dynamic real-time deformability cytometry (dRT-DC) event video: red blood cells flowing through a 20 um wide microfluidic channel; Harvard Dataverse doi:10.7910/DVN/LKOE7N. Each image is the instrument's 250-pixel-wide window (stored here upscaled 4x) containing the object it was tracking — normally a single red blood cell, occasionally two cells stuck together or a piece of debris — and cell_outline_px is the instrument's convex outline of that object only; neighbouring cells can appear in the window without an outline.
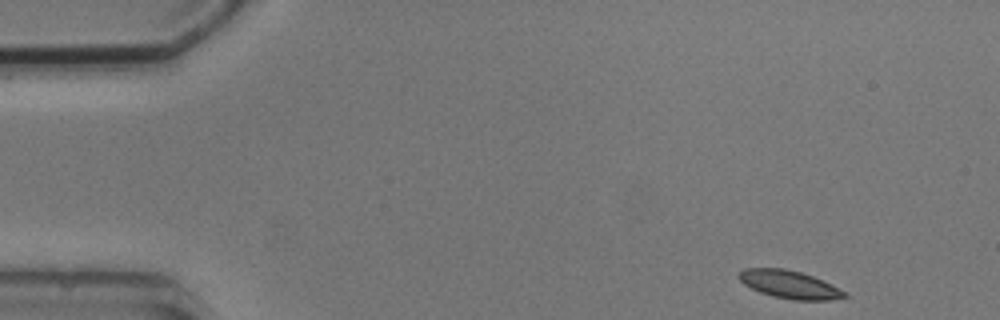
{"species": "common noctule bat (a hibernating species)", "species_latin": "Nyctalus noctula", "temperature_condition": "cold", "stored_images_in_passage": 4, "camera_frame_rate_fps": 3000, "um_per_image_px": 0.085, "animal": {"sex": "male", "body_mass_g": 20.5, "forearm_length_mm": 52.5}, "frame": {"image": 1, "passage_image": 1, "time_ms": 0.0, "image_size_px": [1000, 320], "cell_outline_px": [[848, 296], [828, 300], [792, 300], [772, 296], [760, 292], [744, 284], [736, 276], [744, 268], [784, 268], [800, 272], [812, 276], [844, 292]], "centroid_in_image_um": [67.02, 24.18], "position_along_channel_um": 18.0, "area_um2": 16.82}}
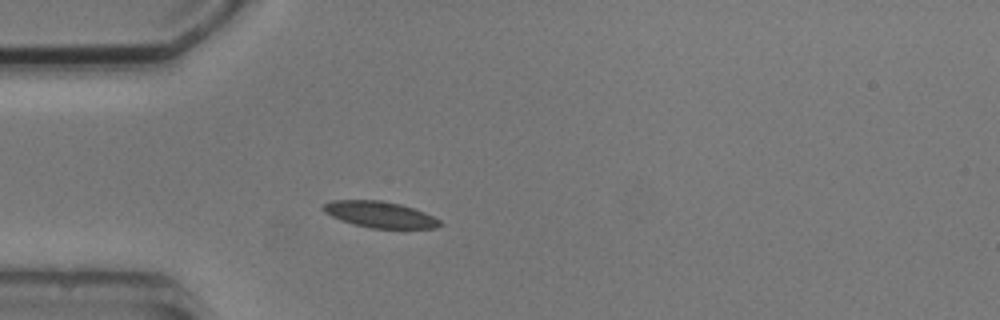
{"frame": {"image": 2, "passage_image": 4, "time_ms": 3.333, "image_size_px": [1000, 320], "cell_outline_px": [[444, 224], [436, 228], [372, 228], [352, 224], [340, 220], [324, 212], [320, 208], [324, 204], [332, 200], [380, 200], [400, 204], [424, 212], [440, 220]], "centroid_in_image_um": [32.27, 18.23], "position_along_channel_um": 52.7, "area_um2": 17.8}}